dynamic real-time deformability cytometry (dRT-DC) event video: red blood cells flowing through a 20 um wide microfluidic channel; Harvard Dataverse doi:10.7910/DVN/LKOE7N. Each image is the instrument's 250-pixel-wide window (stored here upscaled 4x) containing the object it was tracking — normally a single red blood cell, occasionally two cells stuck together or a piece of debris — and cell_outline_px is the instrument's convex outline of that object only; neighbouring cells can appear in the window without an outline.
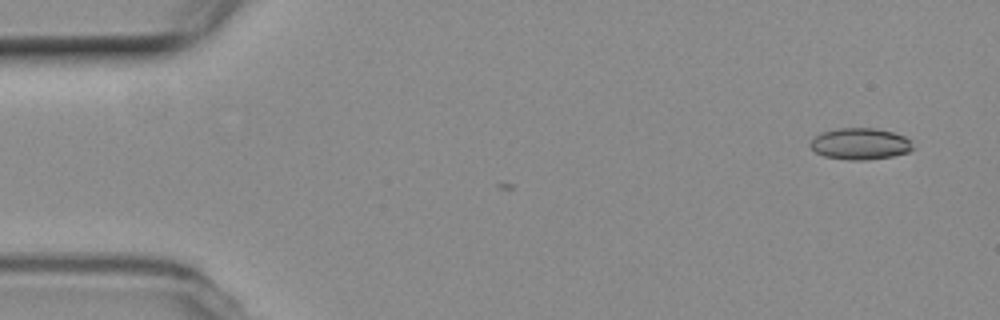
{"species": "common noctule bat (a hibernating species)", "species_latin": "Nyctalus noctula", "temperature_condition": "room temperature", "stored_images_in_passage": 4, "camera_frame_rate_fps": 3000, "um_per_image_px": 0.085, "animal": {"sex": "female", "body_mass_g": 19.3, "forearm_length_mm": 54.1}, "frame": {"image": 1, "passage_image": 1, "time_ms": 0.0, "image_size_px": [1000, 320], "cell_outline_px": [[912, 148], [908, 152], [892, 156], [868, 160], [852, 160], [824, 156], [816, 152], [808, 144], [820, 132], [840, 128], [876, 128], [892, 132], [904, 136], [912, 140]], "centroid_in_image_um": [73.12, 12.22], "position_along_channel_um": 11.9, "area_um2": 18.79}}